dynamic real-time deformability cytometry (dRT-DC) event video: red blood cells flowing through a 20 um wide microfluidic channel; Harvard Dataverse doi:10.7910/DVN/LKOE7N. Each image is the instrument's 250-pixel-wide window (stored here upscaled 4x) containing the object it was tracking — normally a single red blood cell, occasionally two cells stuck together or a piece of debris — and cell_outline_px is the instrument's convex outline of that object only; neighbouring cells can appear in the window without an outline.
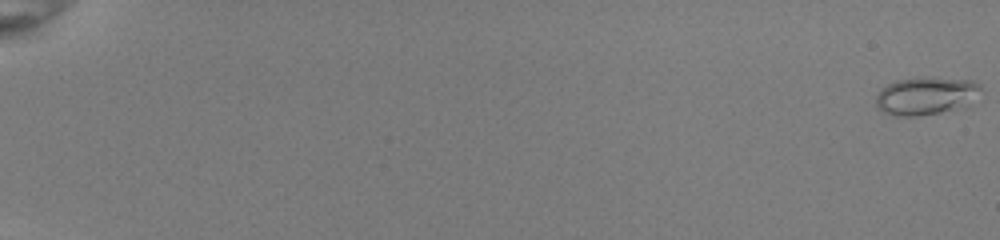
{"species": "common noctule bat (a hibernating species)", "species_latin": "Nyctalus noctula", "temperature_condition": "room temperature", "stored_images_in_passage": 54, "camera_frame_rate_fps": 3000, "um_per_image_px": 0.085, "animal": {"sex": "female", "body_mass_g": 22.0, "forearm_length_mm": 56.7}, "frame": {"image": 1, "passage_image": 1, "time_ms": 0.0, "image_size_px": [1000, 240], "cell_outline_px": [[984, 88], [968, 108], [920, 116], [892, 116], [884, 112], [876, 104], [876, 96], [880, 88], [896, 80], [972, 80], [980, 84]], "centroid_in_image_um": [78.77, 8.22], "position_along_channel_um": 6.2, "area_um2": 22.95}}
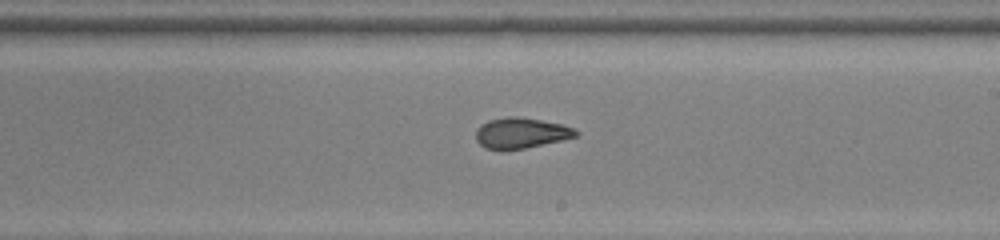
{"frame": {"image": 2, "passage_image": 35, "time_ms": 11.333, "image_size_px": [1000, 240], "cell_outline_px": [[580, 132], [576, 136], [560, 140], [524, 148], [484, 148], [476, 140], [476, 128], [480, 124], [488, 120], [508, 116], [516, 116], [564, 124]], "centroid_in_image_um": [44.26, 11.27], "position_along_channel_um": 244.7, "area_um2": 17.51}}
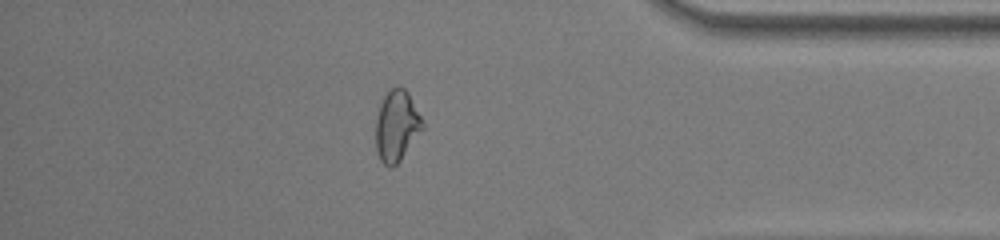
{"frame": {"image": 3, "passage_image": 48, "time_ms": 15.667, "image_size_px": [1000, 240], "cell_outline_px": [[424, 128], [400, 160], [392, 168], [388, 168], [380, 160], [376, 152], [376, 116], [380, 104], [384, 96], [396, 84], [404, 88], [408, 92], [424, 124]], "centroid_in_image_um": [33.7, 10.7], "position_along_channel_um": 401.5, "area_um2": 19.36}, "authors_computed_cell_mechanics": {"area_um2": 19.1029, "velocity_mm_per_s": 4.035, "shape_relaxation_time_tau1_ms": null, "shape_relaxation_time_tau2_ms": 1.0298, "deformation_change_tau1": null, "deformation_change_tau2": 0.0607}}